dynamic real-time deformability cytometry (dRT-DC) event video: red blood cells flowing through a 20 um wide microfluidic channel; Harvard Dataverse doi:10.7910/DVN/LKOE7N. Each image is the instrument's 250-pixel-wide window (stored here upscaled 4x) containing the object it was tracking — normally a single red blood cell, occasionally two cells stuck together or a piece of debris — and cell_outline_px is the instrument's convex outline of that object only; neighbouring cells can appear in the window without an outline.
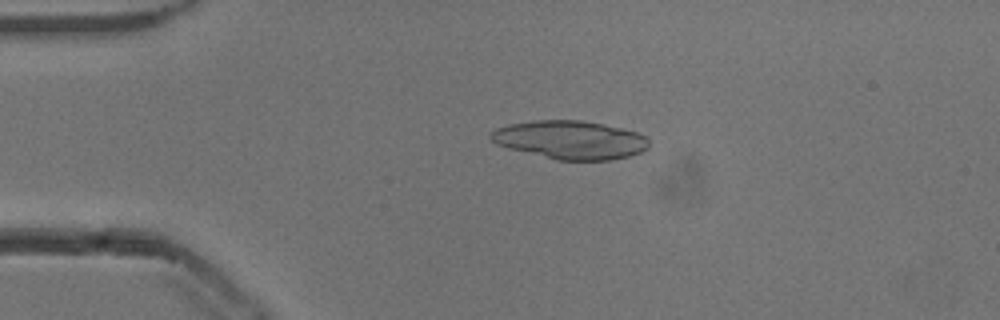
{"species": "common noctule bat (a hibernating species)", "species_latin": "Nyctalus noctula", "temperature_condition": "cold", "stored_images_in_passage": 52, "camera_frame_rate_fps": 3000, "um_per_image_px": 0.085, "animal": {"sex": "male", "body_mass_g": 13.3}, "frame": {"image": 1, "passage_image": 11, "time_ms": 3.333, "image_size_px": [1000, 320], "cell_outline_px": [[648, 148], [640, 152], [628, 156], [608, 160], [556, 160], [508, 148], [496, 144], [488, 136], [496, 128], [508, 124], [536, 120], [580, 120], [604, 124], [636, 132], [644, 136], [648, 140]], "centroid_in_image_um": [48.44, 11.89], "position_along_channel_um": 36.6, "area_um2": 35.26}}